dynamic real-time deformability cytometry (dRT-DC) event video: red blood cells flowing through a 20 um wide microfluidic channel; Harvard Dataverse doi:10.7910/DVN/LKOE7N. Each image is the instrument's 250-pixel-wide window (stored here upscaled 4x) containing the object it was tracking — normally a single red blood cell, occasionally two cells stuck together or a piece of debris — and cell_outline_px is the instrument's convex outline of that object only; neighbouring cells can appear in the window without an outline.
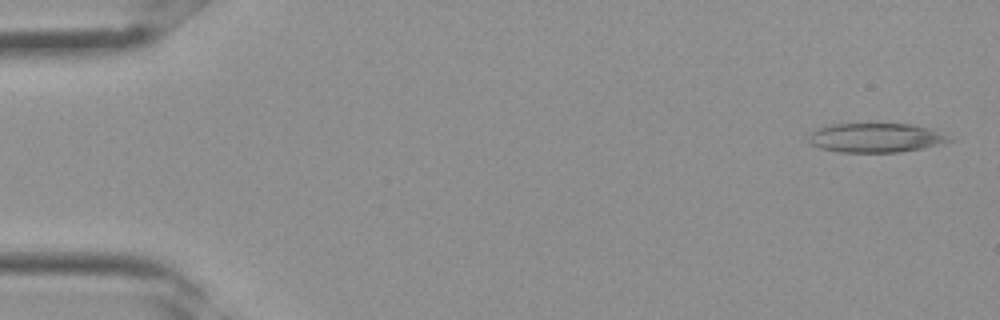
{"species": "Egyptian fruit bat (a non-hibernating species)", "species_latin": "Rousettus aegyptiacus", "temperature_condition": "room temperature", "stored_images_in_passage": 35, "segment_of_instrument_passage": [1, 2], "camera_frame_rate_fps": 3000, "um_per_image_px": 0.085, "frame": {"image": 1, "passage_image": 1, "time_ms": 0.0, "image_size_px": [1000, 320], "cell_outline_px": [[956, 140], [920, 148], [900, 152], [840, 152], [820, 148], [812, 144], [808, 140], [808, 136], [812, 132], [820, 128], [832, 124], [912, 124], [932, 128]], "centroid_in_image_um": [74.46, 11.7], "position_along_channel_um": 10.5, "area_um2": 23.81}}
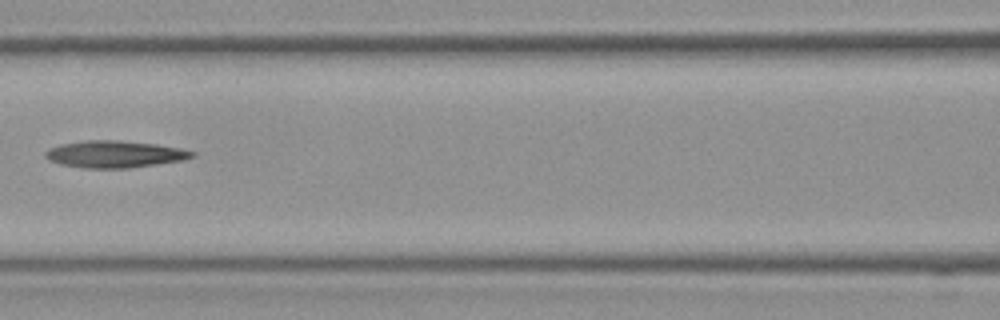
{"frame": {"image": 2, "passage_image": 15, "time_ms": 4.667, "image_size_px": [1000, 320], "cell_outline_px": [[196, 156], [184, 160], [128, 168], [84, 168], [60, 164], [48, 160], [44, 156], [44, 152], [48, 148], [60, 144], [88, 140], [120, 140], [156, 144], [180, 148], [196, 152]], "centroid_in_image_um": [9.74, 13.1], "position_along_channel_um": 156.9, "area_um2": 23.18}}
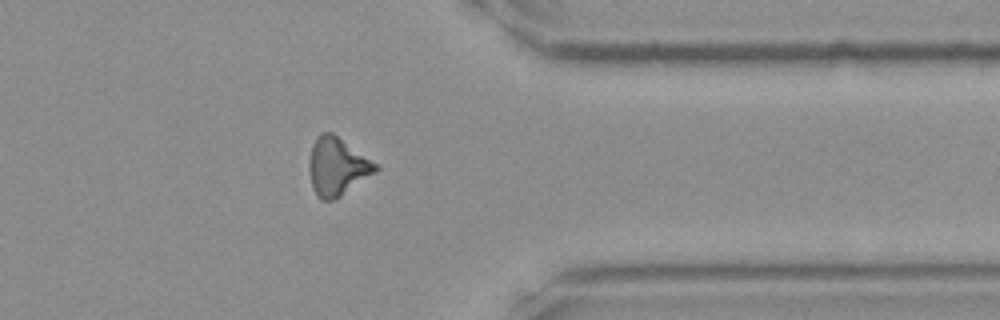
{"frame": {"image": 3, "passage_image": 27, "time_ms": 8.667, "image_size_px": [1000, 320], "cell_outline_px": [[380, 168], [376, 172], [340, 196], [332, 200], [320, 200], [316, 196], [312, 188], [308, 168], [308, 160], [312, 144], [316, 136], [320, 132], [332, 132], [380, 164]], "centroid_in_image_um": [28.65, 14.13], "position_along_channel_um": 382.7, "area_um2": 22.89}}